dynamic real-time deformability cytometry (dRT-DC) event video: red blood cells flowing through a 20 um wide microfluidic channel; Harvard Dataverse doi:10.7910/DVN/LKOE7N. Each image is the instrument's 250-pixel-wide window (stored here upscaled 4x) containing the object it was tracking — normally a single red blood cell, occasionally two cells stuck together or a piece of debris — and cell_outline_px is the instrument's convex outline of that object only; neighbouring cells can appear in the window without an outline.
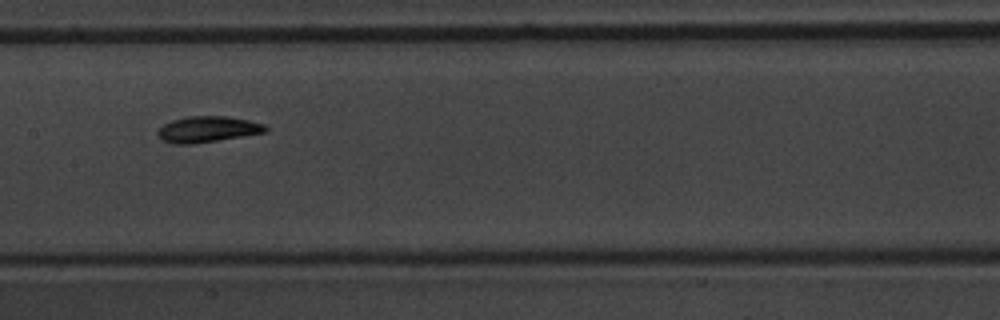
{"species": "common noctule bat (a hibernating species)", "species_latin": "Nyctalus noctula", "temperature_condition": "warm", "stored_images_in_passage": 11, "camera_frame_rate_fps": 3000, "um_per_image_px": 0.085, "animal": {"sex": "male", "body_mass_g": 20.1, "forearm_length_mm": 53.5}, "frame": {"image": 1, "passage_image": 4, "time_ms": 3.333, "image_size_px": [1000, 320], "cell_outline_px": [[268, 132], [192, 144], [172, 144], [164, 140], [156, 132], [164, 124], [172, 120], [188, 116], [228, 116], [248, 120], [264, 124], [268, 128]], "centroid_in_image_um": [17.67, 10.98], "position_along_channel_um": 189.7, "area_um2": 16.24}}
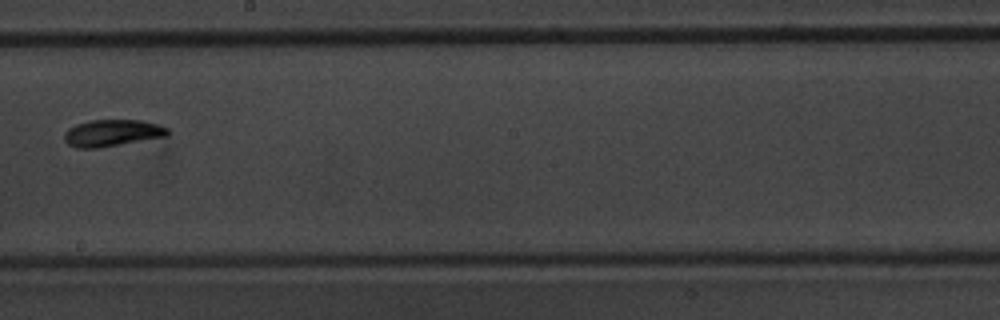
{"frame": {"image": 2, "passage_image": 5, "time_ms": 4.667, "image_size_px": [1000, 320], "cell_outline_px": [[168, 136], [96, 148], [76, 148], [68, 144], [64, 140], [64, 132], [68, 128], [76, 124], [92, 120], [140, 120], [160, 124], [168, 128]], "centroid_in_image_um": [9.53, 11.3], "position_along_channel_um": 238.7, "area_um2": 16.13}}
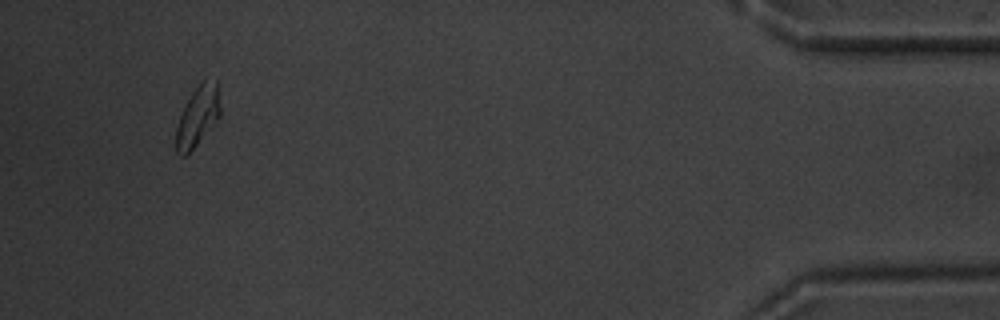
{"frame": {"image": 3, "passage_image": 10, "time_ms": 11.333, "image_size_px": [1000, 320], "cell_outline_px": [[220, 116], [196, 144], [184, 156], [180, 156], [176, 152], [176, 128], [180, 116], [192, 92], [204, 80], [216, 80], [220, 108]], "centroid_in_image_um": [16.79, 9.89], "position_along_channel_um": 418.4, "area_um2": 14.85}, "authors_computed_cell_mechanics": {"area_um2": 15.3748, "velocity_mm_per_s": 3.6894, "shape_relaxation_time_tau1_ms": 2.9175, "shape_relaxation_time_tau2_ms": 2.5986, "deformation_change_tau1": 0.1083, "deformation_change_tau2": 0.0558}}